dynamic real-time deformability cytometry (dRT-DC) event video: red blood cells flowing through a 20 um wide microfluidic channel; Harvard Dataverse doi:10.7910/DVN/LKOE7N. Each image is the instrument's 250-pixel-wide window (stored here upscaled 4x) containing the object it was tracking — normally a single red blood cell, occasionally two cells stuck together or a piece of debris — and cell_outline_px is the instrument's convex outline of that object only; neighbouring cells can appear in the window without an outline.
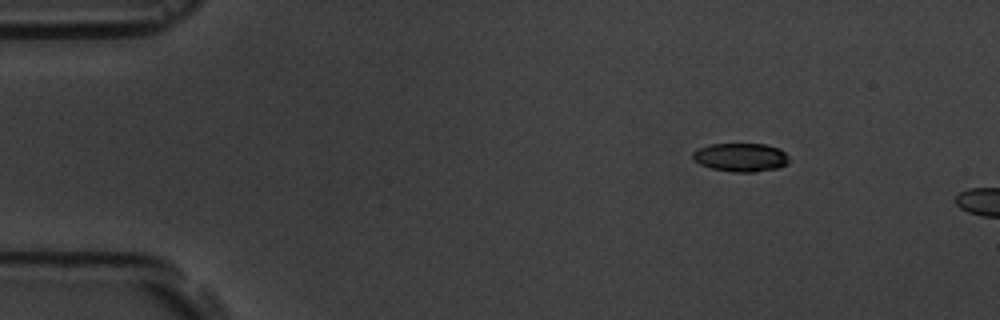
{"species": "common noctule bat (a hibernating species)", "species_latin": "Nyctalus noctula", "temperature_condition": "room temperature", "stored_images_in_passage": 4, "camera_frame_rate_fps": 3000, "um_per_image_px": 0.085, "animal": {"sex": "male", "body_mass_g": 19.5, "forearm_length_mm": 54.6}, "frame": {"image": 1, "passage_image": 2, "time_ms": 1.333, "image_size_px": [1000, 320], "cell_outline_px": [[788, 164], [776, 168], [756, 172], [732, 172], [712, 168], [700, 164], [692, 156], [692, 152], [708, 144], [764, 144], [780, 148], [788, 156]], "centroid_in_image_um": [62.98, 13.37], "position_along_channel_um": 22.0, "area_um2": 15.95}}